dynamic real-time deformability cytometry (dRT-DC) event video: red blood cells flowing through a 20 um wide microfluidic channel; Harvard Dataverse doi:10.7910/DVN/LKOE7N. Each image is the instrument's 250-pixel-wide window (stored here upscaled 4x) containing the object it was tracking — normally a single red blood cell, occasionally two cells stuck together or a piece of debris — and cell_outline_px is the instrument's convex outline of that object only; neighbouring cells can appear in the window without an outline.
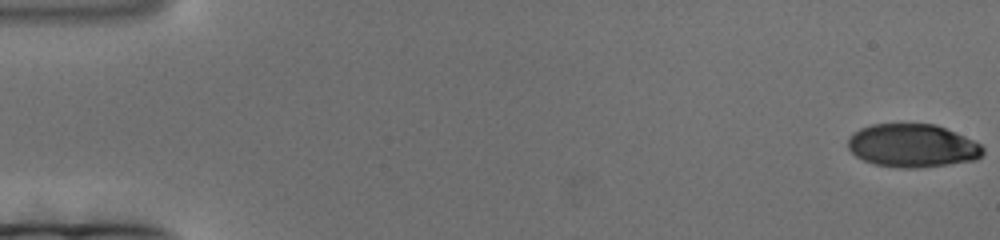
{"species": "human", "species_latin": "Homo sapiens", "temperature_condition": "cold", "stored_images_in_passage": 182, "camera_frame_rate_fps": 3000, "um_per_image_px": 0.085, "donor": {"sex": "female"}, "frame": {"image": 1, "passage_image": 1, "time_ms": 0.0, "image_size_px": [1000, 240], "cell_outline_px": [[984, 152], [976, 160], [948, 164], [916, 168], [900, 168], [876, 164], [864, 160], [856, 156], [848, 148], [848, 140], [852, 132], [860, 128], [872, 124], [936, 124], [964, 136], [980, 144], [984, 148]], "centroid_in_image_um": [77.55, 12.38], "position_along_channel_um": 7.5, "area_um2": 33.93}}
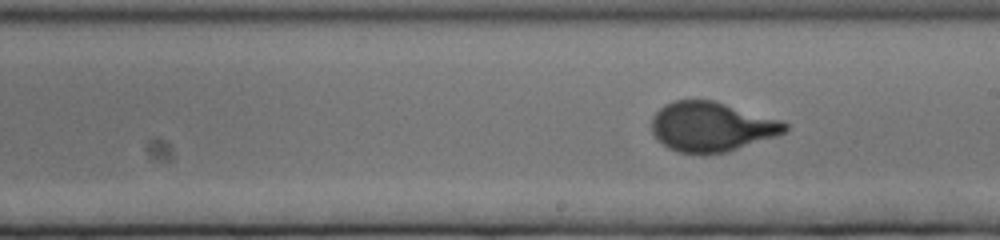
{"frame": {"image": 2, "passage_image": 103, "time_ms": 34.0, "image_size_px": [1000, 240], "cell_outline_px": [[788, 128], [784, 132], [776, 136], [728, 152], [704, 156], [700, 156], [676, 152], [668, 148], [656, 140], [652, 132], [652, 116], [664, 104], [676, 100], [712, 100], [784, 120], [788, 124]], "centroid_in_image_um": [60.47, 10.8], "position_along_channel_um": 228.5, "area_um2": 39.3}}
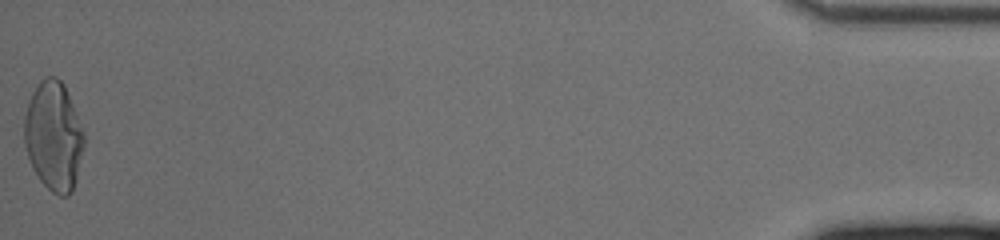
{"frame": {"image": 3, "passage_image": 182, "time_ms": 60.333, "image_size_px": [1000, 240], "cell_outline_px": [[84, 144], [72, 192], [68, 196], [60, 196], [52, 192], [40, 180], [32, 168], [24, 144], [24, 116], [28, 100], [32, 92], [40, 80], [48, 76], [56, 76], [64, 84], [84, 132]], "centroid_in_image_um": [4.53, 11.55], "position_along_channel_um": 430.7, "area_um2": 37.92}}